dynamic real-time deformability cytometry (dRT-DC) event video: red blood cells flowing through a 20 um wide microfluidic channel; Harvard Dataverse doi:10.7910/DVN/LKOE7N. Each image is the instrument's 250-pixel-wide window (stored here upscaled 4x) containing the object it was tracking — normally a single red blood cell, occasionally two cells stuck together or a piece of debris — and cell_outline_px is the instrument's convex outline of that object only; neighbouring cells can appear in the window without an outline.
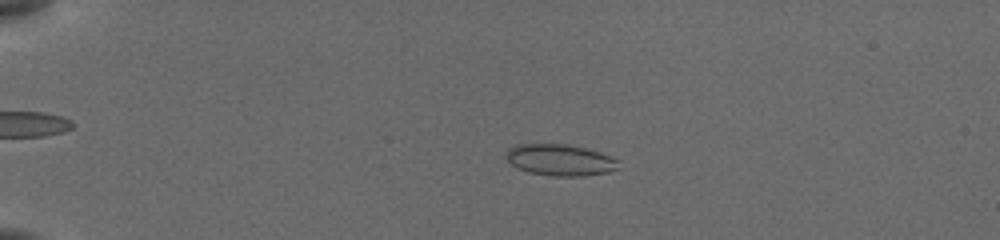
{"species": "common noctule bat (a hibernating species)", "species_latin": "Nyctalus noctula", "temperature_condition": "cold", "stored_images_in_passage": 51, "camera_frame_rate_fps": 3000, "um_per_image_px": 0.085, "animal": {"sex": "female", "body_mass_g": 19.5, "forearm_length_mm": 54.1}, "frame": {"image": 1, "passage_image": 10, "time_ms": 3.0, "image_size_px": [1000, 240], "cell_outline_px": [[620, 168], [608, 172], [584, 176], [552, 176], [528, 172], [516, 168], [504, 156], [504, 152], [508, 148], [516, 144], [564, 144], [584, 148], [600, 152], [620, 160]], "centroid_in_image_um": [47.6, 13.6], "position_along_channel_um": 37.4, "area_um2": 20.87}}
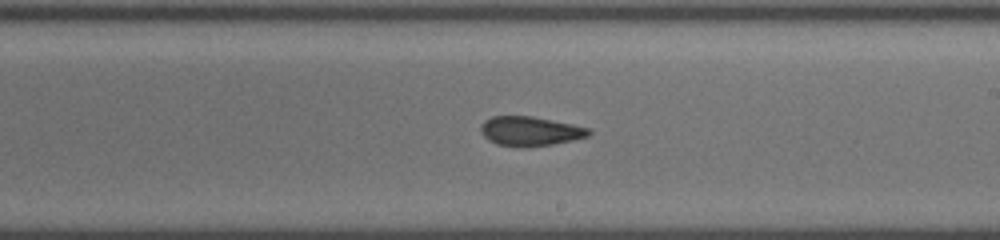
{"frame": {"image": 2, "passage_image": 31, "time_ms": 10.0, "image_size_px": [1000, 240], "cell_outline_px": [[592, 132], [588, 136], [572, 140], [552, 144], [524, 148], [496, 144], [488, 140], [480, 132], [480, 124], [484, 120], [492, 116], [532, 116], [572, 124], [588, 128]], "centroid_in_image_um": [45.01, 11.15], "position_along_channel_um": 244.0, "area_um2": 18.61}}
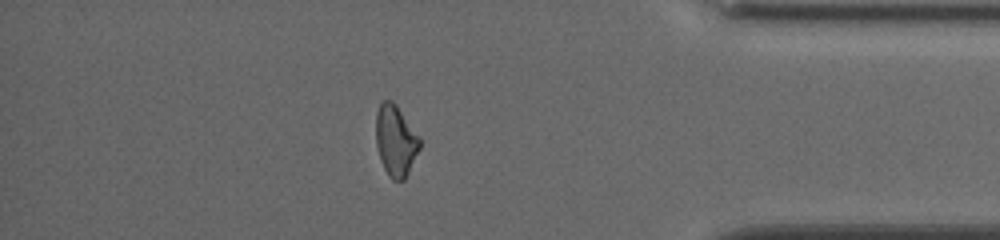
{"frame": {"image": 3, "passage_image": 45, "time_ms": 14.667, "image_size_px": [1000, 240], "cell_outline_px": [[420, 148], [404, 180], [392, 180], [388, 176], [380, 160], [376, 144], [376, 112], [380, 104], [384, 100], [392, 100], [396, 104], [420, 136]], "centroid_in_image_um": [33.63, 11.94], "position_along_channel_um": 401.6, "area_um2": 18.21}, "authors_computed_cell_mechanics": {"area_um2": 18.7272, "velocity_mm_per_s": 3.879, "shape_relaxation_time_tau1_ms": 4.3529, "shape_relaxation_time_tau2_ms": 1.1662, "deformation_change_tau1": 0.1375, "deformation_change_tau2": 0.0807}}